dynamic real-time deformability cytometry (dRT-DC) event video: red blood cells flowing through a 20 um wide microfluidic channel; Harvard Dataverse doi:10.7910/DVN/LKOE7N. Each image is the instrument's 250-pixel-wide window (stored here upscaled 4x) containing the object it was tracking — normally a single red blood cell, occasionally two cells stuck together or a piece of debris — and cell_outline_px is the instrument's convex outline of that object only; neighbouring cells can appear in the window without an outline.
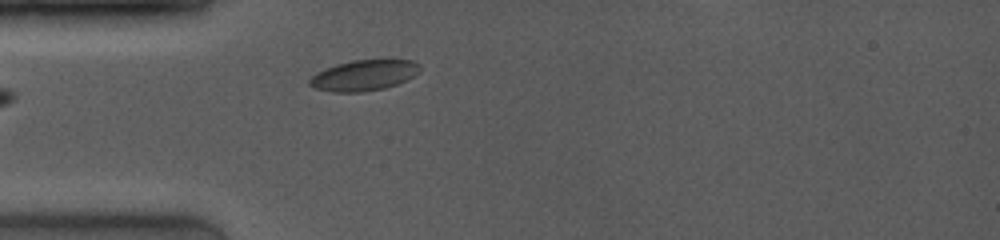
{"species": "common noctule bat (a hibernating species)", "species_latin": "Nyctalus noctula", "temperature_condition": "room temperature", "stored_images_in_passage": 23, "camera_frame_rate_fps": 4000, "um_per_image_px": 0.085, "animal": {"sex": "female", "body_mass_g": 19.0, "forearm_length_mm": 53.3}, "frame": {"image": 1, "passage_image": 1, "time_ms": 0.0, "image_size_px": [1000, 240], "cell_outline_px": [[420, 72], [396, 84], [384, 88], [360, 92], [332, 92], [316, 88], [308, 84], [308, 80], [316, 72], [324, 68], [336, 64], [352, 60], [384, 56], [412, 60], [420, 64]], "centroid_in_image_um": [30.97, 6.34], "position_along_channel_um": 54.0, "area_um2": 20.52}}
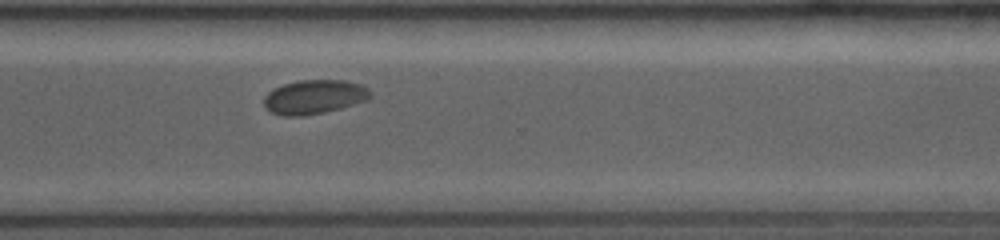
{"frame": {"image": 2, "passage_image": 17, "time_ms": 7.5, "image_size_px": [1000, 240], "cell_outline_px": [[372, 96], [364, 100], [340, 108], [324, 112], [304, 116], [280, 116], [264, 108], [264, 100], [268, 92], [284, 84], [300, 80], [344, 80], [360, 84], [368, 88], [372, 92]], "centroid_in_image_um": [26.7, 8.24], "position_along_channel_um": 343.9, "area_um2": 21.04}}
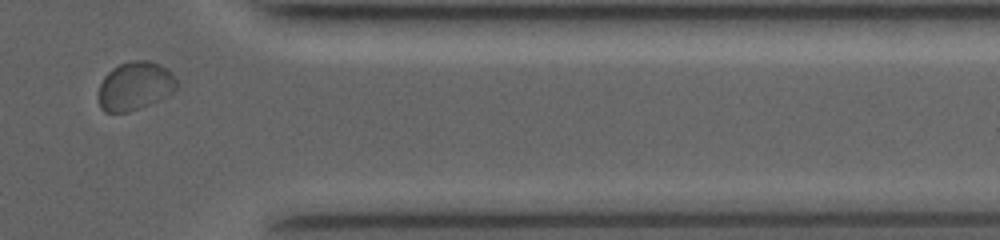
{"frame": {"image": 3, "passage_image": 20, "time_ms": 9.0, "image_size_px": [1000, 240], "cell_outline_px": [[176, 88], [172, 92], [160, 100], [140, 108], [128, 112], [104, 112], [100, 108], [96, 96], [96, 92], [104, 76], [112, 68], [120, 64], [132, 60], [148, 60], [160, 64], [168, 68], [176, 76]], "centroid_in_image_um": [11.44, 7.31], "position_along_channel_um": 400.0, "area_um2": 22.54}}